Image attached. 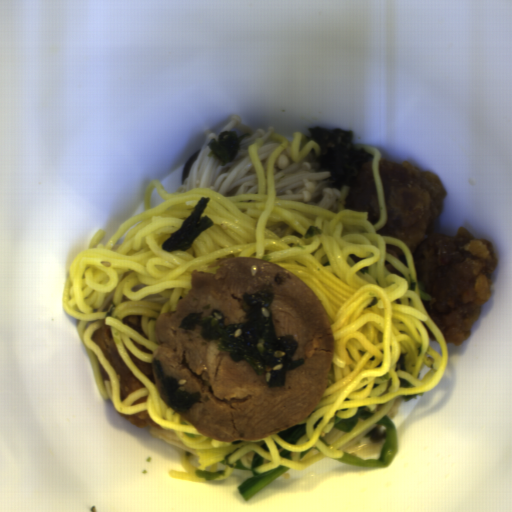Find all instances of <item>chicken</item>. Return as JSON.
I'll use <instances>...</instances> for the list:
<instances>
[{"instance_id": "7", "label": "chicken", "mask_w": 512, "mask_h": 512, "mask_svg": "<svg viewBox=\"0 0 512 512\" xmlns=\"http://www.w3.org/2000/svg\"><path fill=\"white\" fill-rule=\"evenodd\" d=\"M385 252L396 258L403 266L409 269L406 256L401 248H399L395 244L386 243Z\"/></svg>"}, {"instance_id": "5", "label": "chicken", "mask_w": 512, "mask_h": 512, "mask_svg": "<svg viewBox=\"0 0 512 512\" xmlns=\"http://www.w3.org/2000/svg\"><path fill=\"white\" fill-rule=\"evenodd\" d=\"M128 357L131 361L137 366V368L152 382L156 385L153 369L151 362L143 361L140 358L133 355L125 346H124Z\"/></svg>"}, {"instance_id": "1", "label": "chicken", "mask_w": 512, "mask_h": 512, "mask_svg": "<svg viewBox=\"0 0 512 512\" xmlns=\"http://www.w3.org/2000/svg\"><path fill=\"white\" fill-rule=\"evenodd\" d=\"M378 177L386 222L376 234L394 237L409 249L421 304L445 343L467 342L491 297L498 261L492 241L473 237L463 226L454 235L434 230L446 191L432 171L408 160L380 158Z\"/></svg>"}, {"instance_id": "10", "label": "chicken", "mask_w": 512, "mask_h": 512, "mask_svg": "<svg viewBox=\"0 0 512 512\" xmlns=\"http://www.w3.org/2000/svg\"><path fill=\"white\" fill-rule=\"evenodd\" d=\"M423 324V326L426 328L427 332H428V336H429V339L433 340V341H438L437 338L435 337L434 333L428 328V326L424 323V322H421ZM439 342V341H438Z\"/></svg>"}, {"instance_id": "2", "label": "chicken", "mask_w": 512, "mask_h": 512, "mask_svg": "<svg viewBox=\"0 0 512 512\" xmlns=\"http://www.w3.org/2000/svg\"><path fill=\"white\" fill-rule=\"evenodd\" d=\"M372 163L373 157L367 158L350 176L344 209L366 213L367 221L373 226L380 220V207Z\"/></svg>"}, {"instance_id": "4", "label": "chicken", "mask_w": 512, "mask_h": 512, "mask_svg": "<svg viewBox=\"0 0 512 512\" xmlns=\"http://www.w3.org/2000/svg\"><path fill=\"white\" fill-rule=\"evenodd\" d=\"M118 414L122 418H124L125 420H127L128 422L134 424L135 426H137L139 428L144 427V426L159 427V428L163 427L153 420L148 409L138 412L136 414H123L119 411H118Z\"/></svg>"}, {"instance_id": "9", "label": "chicken", "mask_w": 512, "mask_h": 512, "mask_svg": "<svg viewBox=\"0 0 512 512\" xmlns=\"http://www.w3.org/2000/svg\"><path fill=\"white\" fill-rule=\"evenodd\" d=\"M98 368H99V370H100V374H101L102 381H103V380H109V381H110V379H109V377H108V375H107V373H106L105 369L102 367V365L100 364V362H99V361H98Z\"/></svg>"}, {"instance_id": "6", "label": "chicken", "mask_w": 512, "mask_h": 512, "mask_svg": "<svg viewBox=\"0 0 512 512\" xmlns=\"http://www.w3.org/2000/svg\"><path fill=\"white\" fill-rule=\"evenodd\" d=\"M142 316L143 315H133V314L126 315L125 317L122 318L121 321L124 324H126L127 326H129L130 328H132L133 330H135L136 332H138L139 334H141L146 339H149L142 329V324H141Z\"/></svg>"}, {"instance_id": "3", "label": "chicken", "mask_w": 512, "mask_h": 512, "mask_svg": "<svg viewBox=\"0 0 512 512\" xmlns=\"http://www.w3.org/2000/svg\"><path fill=\"white\" fill-rule=\"evenodd\" d=\"M90 339L100 347L102 353L118 374L120 401L123 402L135 390L147 387L136 377L121 357L113 339L110 325L102 323L101 327L92 333Z\"/></svg>"}, {"instance_id": "8", "label": "chicken", "mask_w": 512, "mask_h": 512, "mask_svg": "<svg viewBox=\"0 0 512 512\" xmlns=\"http://www.w3.org/2000/svg\"><path fill=\"white\" fill-rule=\"evenodd\" d=\"M384 266L387 268V270L391 273H394L396 274L397 276L399 277H404L402 271L400 269H398L395 265H393L392 263H390L389 261H385V264ZM405 278V277H404Z\"/></svg>"}]
</instances>
